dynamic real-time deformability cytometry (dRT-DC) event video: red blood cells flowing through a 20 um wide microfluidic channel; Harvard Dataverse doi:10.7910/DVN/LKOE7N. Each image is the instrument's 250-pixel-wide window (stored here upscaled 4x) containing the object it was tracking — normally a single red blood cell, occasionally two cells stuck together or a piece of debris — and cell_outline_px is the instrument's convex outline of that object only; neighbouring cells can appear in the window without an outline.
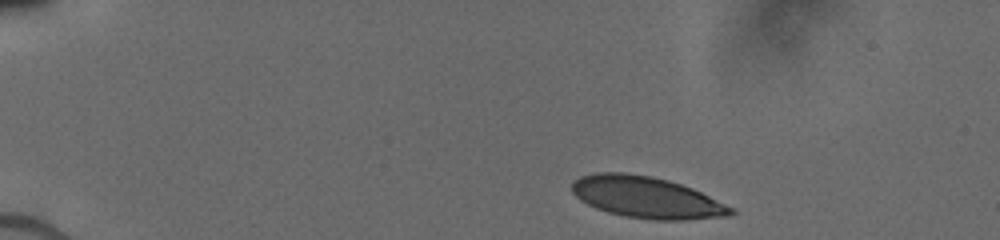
{"species": "human", "species_latin": "Homo sapiens", "temperature_condition": "cold", "stored_images_in_passage": 21, "camera_frame_rate_fps": 3000, "um_per_image_px": 0.085, "donor": {"sex": "male"}, "frame": {"image": 1, "passage_image": 1, "time_ms": 0.0, "image_size_px": [1000, 240], "cell_outline_px": [[736, 212], [732, 216], [684, 220], [652, 220], [624, 216], [608, 212], [596, 208], [580, 200], [572, 192], [572, 184], [580, 176], [596, 172], [624, 172], [652, 176], [668, 180], [692, 188], [736, 208]], "centroid_in_image_um": [55.0, 16.78], "position_along_channel_um": 30.0, "area_um2": 38.67}}
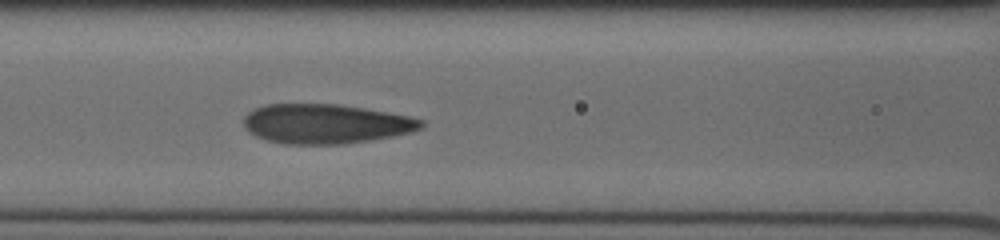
{"frame": {"image": 2, "passage_image": 15, "time_ms": 5.0, "image_size_px": [1000, 240], "cell_outline_px": [[424, 128], [412, 132], [392, 136], [344, 144], [284, 144], [268, 140], [256, 136], [248, 132], [244, 128], [244, 116], [252, 108], [264, 104], [340, 104], [388, 112], [408, 116], [424, 120]], "centroid_in_image_um": [27.67, 10.52], "position_along_channel_um": 138.9, "area_um2": 41.15}}
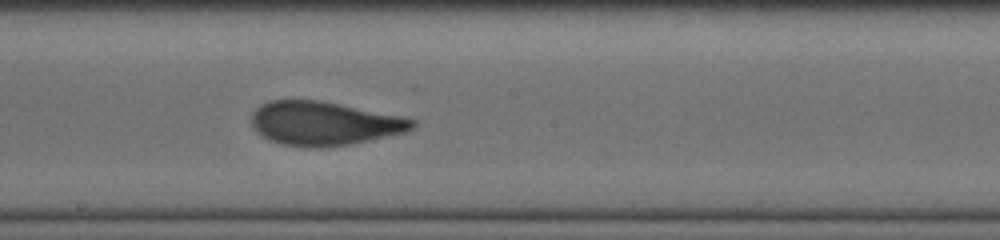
{"frame": {"image": 3, "passage_image": 21, "time_ms": 7.0, "image_size_px": [1000, 240], "cell_outline_px": [[416, 124], [412, 128], [404, 132], [348, 144], [320, 148], [308, 148], [284, 144], [268, 140], [252, 124], [252, 112], [260, 104], [268, 100], [320, 100], [400, 116], [416, 120]], "centroid_in_image_um": [27.51, 10.48], "position_along_channel_um": 220.7, "area_um2": 40.58}}